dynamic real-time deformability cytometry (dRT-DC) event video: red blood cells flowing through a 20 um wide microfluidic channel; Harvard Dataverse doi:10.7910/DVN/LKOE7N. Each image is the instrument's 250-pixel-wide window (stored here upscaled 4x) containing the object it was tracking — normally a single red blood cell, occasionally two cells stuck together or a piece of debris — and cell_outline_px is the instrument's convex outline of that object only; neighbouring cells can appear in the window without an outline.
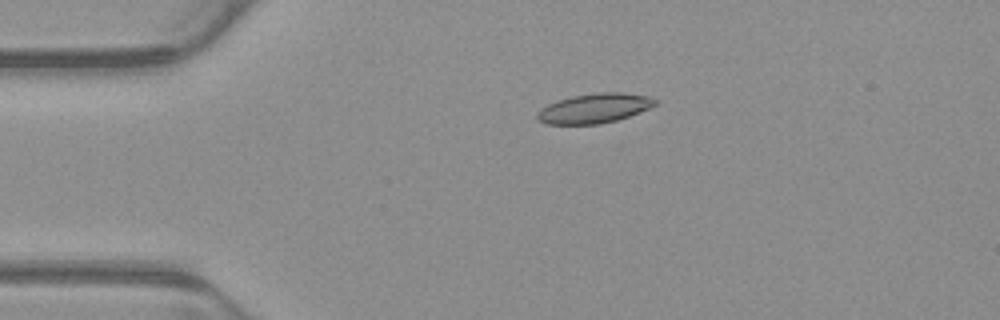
{"species": "common noctule bat (a hibernating species)", "species_latin": "Nyctalus noctula", "temperature_condition": "warm", "stored_images_in_passage": 2, "camera_frame_rate_fps": 3000, "um_per_image_px": 0.085, "animal": {"sex": "male", "body_mass_g": 23.1, "forearm_length_mm": 52.7}, "frame": {"image": 1, "passage_image": 1, "time_ms": 0.0, "image_size_px": [1000, 320], "cell_outline_px": [[656, 104], [640, 112], [616, 120], [600, 124], [548, 124], [536, 120], [536, 112], [540, 108], [556, 100], [572, 96], [600, 92], [624, 92], [648, 96], [656, 100]], "centroid_in_image_um": [50.47, 9.2], "position_along_channel_um": 34.5, "area_um2": 20.4}}